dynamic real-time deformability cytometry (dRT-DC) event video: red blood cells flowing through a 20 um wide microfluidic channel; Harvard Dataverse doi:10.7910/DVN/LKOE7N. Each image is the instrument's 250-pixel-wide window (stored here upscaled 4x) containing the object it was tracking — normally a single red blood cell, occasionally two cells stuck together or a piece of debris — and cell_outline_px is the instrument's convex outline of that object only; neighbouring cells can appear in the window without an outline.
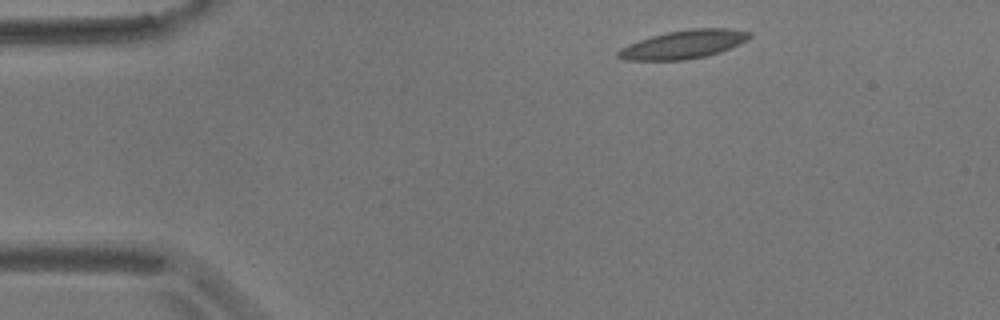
{"species": "common noctule bat (a hibernating species)", "species_latin": "Nyctalus noctula", "temperature_condition": "room temperature", "stored_images_in_passage": 50, "camera_frame_rate_fps": 3000, "um_per_image_px": 0.085, "animal": {"sex": "male", "body_mass_g": 17.9}, "frame": {"image": 1, "passage_image": 1, "time_ms": 0.0, "image_size_px": [1000, 320], "cell_outline_px": [[752, 36], [748, 40], [740, 44], [720, 52], [704, 56], [684, 60], [624, 60], [616, 56], [616, 52], [620, 48], [628, 44], [652, 36], [668, 32], [692, 28], [728, 28], [752, 32]], "centroid_in_image_um": [58.12, 3.77], "position_along_channel_um": 26.9, "area_um2": 21.79}}
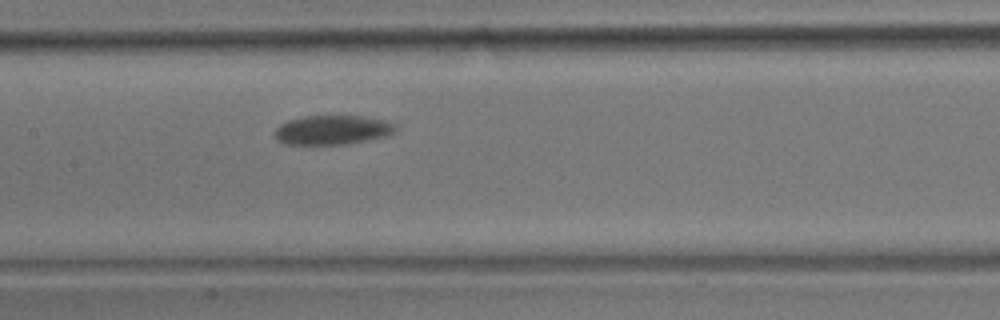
{"frame": {"image": 2, "passage_image": 20, "time_ms": 6.333, "image_size_px": [1000, 320], "cell_outline_px": [[396, 132], [388, 136], [348, 144], [284, 144], [276, 140], [276, 128], [280, 124], [288, 120], [308, 116], [364, 116], [384, 120], [396, 124]], "centroid_in_image_um": [28.3, 11.05], "position_along_channel_um": 179.1, "area_um2": 20.69}}
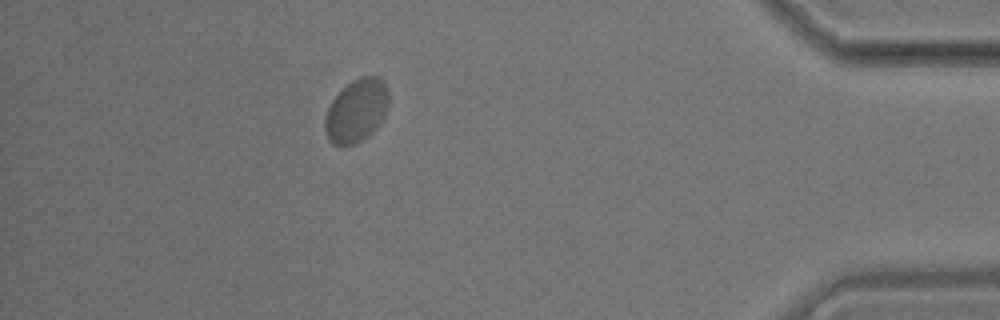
{"frame": {"image": 3, "passage_image": 44, "time_ms": 14.333, "image_size_px": [1000, 320], "cell_outline_px": [[388, 108], [380, 124], [368, 136], [352, 144], [332, 144], [328, 140], [324, 128], [324, 120], [328, 108], [332, 100], [352, 80], [360, 76], [380, 76], [388, 92]], "centroid_in_image_um": [30.3, 9.4], "position_along_channel_um": 404.9, "area_um2": 23.29}}